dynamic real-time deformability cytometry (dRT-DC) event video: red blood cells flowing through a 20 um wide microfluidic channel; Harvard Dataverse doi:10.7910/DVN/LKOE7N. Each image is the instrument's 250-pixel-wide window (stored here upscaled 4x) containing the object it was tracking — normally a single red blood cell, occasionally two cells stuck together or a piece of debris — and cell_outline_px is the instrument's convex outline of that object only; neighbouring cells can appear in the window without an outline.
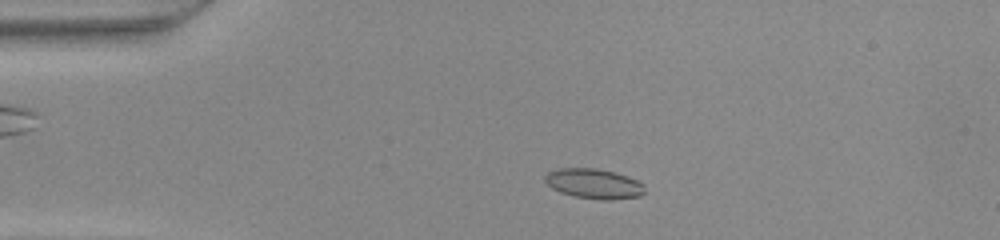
{"species": "common noctule bat (a hibernating species)", "species_latin": "Nyctalus noctula", "temperature_condition": "warm", "stored_images_in_passage": 45, "camera_frame_rate_fps": 3000, "um_per_image_px": 0.085, "animal": {"sex": "female", "body_mass_g": 22.0, "forearm_length_mm": 56.7}, "frame": {"image": 1, "passage_image": 7, "time_ms": 2.0, "image_size_px": [1000, 240], "cell_outline_px": [[644, 192], [640, 196], [612, 200], [604, 200], [576, 196], [560, 192], [552, 188], [544, 180], [544, 176], [548, 172], [560, 168], [596, 168], [612, 172], [636, 180], [644, 184]], "centroid_in_image_um": [50.46, 15.62], "position_along_channel_um": 34.5, "area_um2": 17.17}}
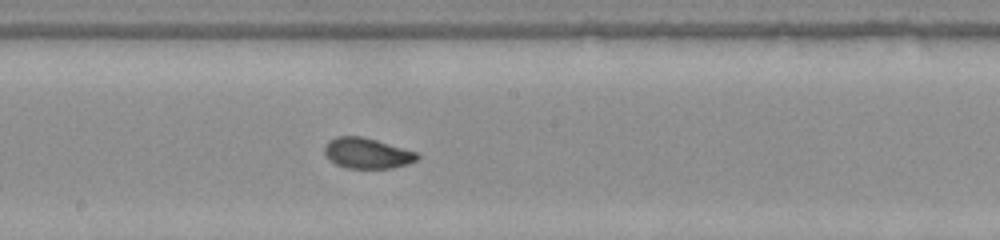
{"frame": {"image": 2, "passage_image": 23, "time_ms": 7.333, "image_size_px": [1000, 240], "cell_outline_px": [[420, 156], [416, 160], [408, 164], [392, 168], [348, 168], [336, 164], [324, 152], [324, 144], [328, 140], [336, 136], [360, 136], [376, 140], [416, 152]], "centroid_in_image_um": [31.19, 13.02], "position_along_channel_um": 217.0, "area_um2": 16.36}}
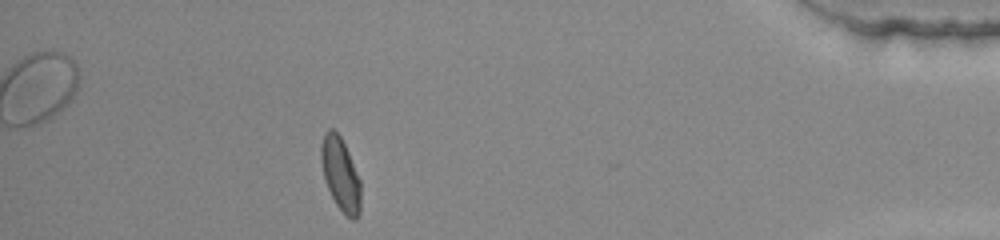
{"frame": {"image": 3, "passage_image": 40, "time_ms": 13.0, "image_size_px": [1000, 240], "cell_outline_px": [[360, 212], [356, 220], [352, 220], [344, 216], [336, 204], [328, 188], [324, 176], [320, 160], [320, 144], [324, 132], [328, 128], [332, 128], [340, 136], [348, 152], [360, 180]], "centroid_in_image_um": [28.93, 14.82], "position_along_channel_um": 406.3, "area_um2": 16.99}}